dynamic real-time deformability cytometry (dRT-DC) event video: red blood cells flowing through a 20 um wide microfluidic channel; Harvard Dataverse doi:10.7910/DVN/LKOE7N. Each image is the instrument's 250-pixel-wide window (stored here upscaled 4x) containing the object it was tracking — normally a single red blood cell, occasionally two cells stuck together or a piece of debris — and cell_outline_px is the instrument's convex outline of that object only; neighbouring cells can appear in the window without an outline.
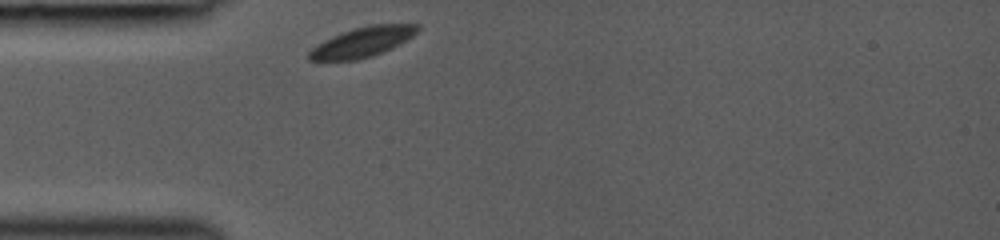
{"species": "common noctule bat (a hibernating species)", "species_latin": "Nyctalus noctula", "temperature_condition": "room temperature", "stored_images_in_passage": 28, "camera_frame_rate_fps": 3000, "um_per_image_px": 0.085, "animal": {"sex": "female", "body_mass_g": 19.0, "forearm_length_mm": 53.3}, "frame": {"image": 1, "passage_image": 1, "time_ms": 0.0, "image_size_px": [1000, 240], "cell_outline_px": [[420, 28], [412, 36], [392, 48], [372, 56], [360, 60], [308, 60], [308, 52], [316, 44], [332, 36], [356, 28], [376, 24], [420, 24]], "centroid_in_image_um": [30.8, 3.58], "position_along_channel_um": 54.2, "area_um2": 18.67}}
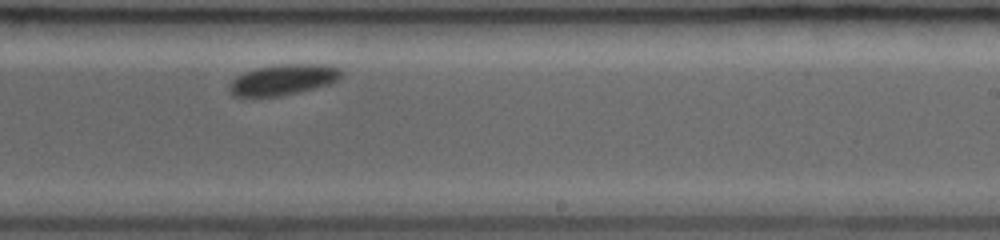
{"frame": {"image": 2, "passage_image": 17, "time_ms": 5.333, "image_size_px": [1000, 240], "cell_outline_px": [[344, 72], [332, 84], [280, 96], [252, 100], [232, 96], [228, 92], [228, 88], [232, 80], [236, 76], [244, 72], [256, 68], [280, 64], [328, 64], [340, 68]], "centroid_in_image_um": [24.0, 6.81], "position_along_channel_um": 265.0, "area_um2": 20.87}}
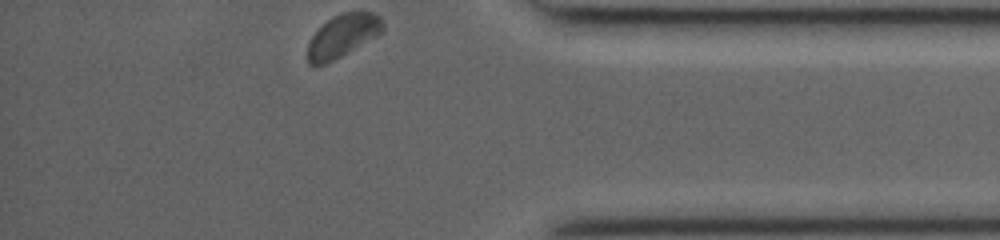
{"frame": {"image": 3, "passage_image": 28, "time_ms": 9.0, "image_size_px": [1000, 240], "cell_outline_px": [[384, 28], [376, 36], [340, 56], [324, 64], [308, 64], [308, 44], [312, 36], [332, 16], [340, 12], [376, 12], [384, 20]], "centroid_in_image_um": [29.16, 3.0], "position_along_channel_um": 406.0, "area_um2": 18.38}}